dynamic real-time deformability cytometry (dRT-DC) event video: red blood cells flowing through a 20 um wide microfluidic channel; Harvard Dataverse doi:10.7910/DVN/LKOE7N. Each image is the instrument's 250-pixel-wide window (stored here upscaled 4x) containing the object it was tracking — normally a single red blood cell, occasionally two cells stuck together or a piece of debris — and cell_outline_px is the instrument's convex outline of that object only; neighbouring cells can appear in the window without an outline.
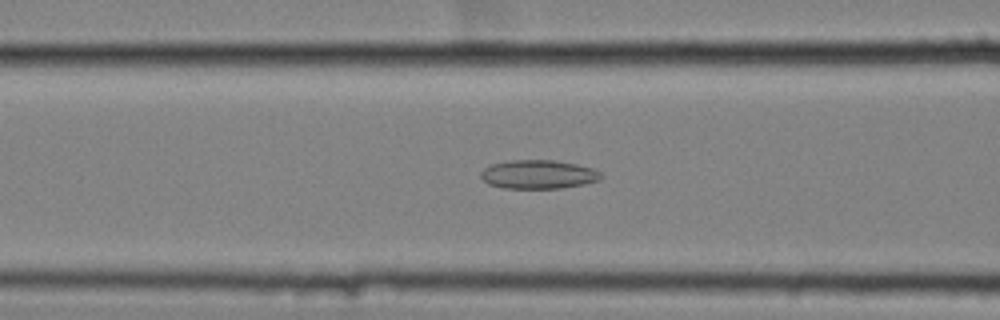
{"species": "common noctule bat (a hibernating species)", "species_latin": "Nyctalus noctula", "temperature_condition": "cold", "stored_images_in_passage": 58, "camera_frame_rate_fps": 3000, "um_per_image_px": 0.085, "animal": {"sex": "female", "body_mass_g": 25.1}, "frame": {"image": 1, "passage_image": 25, "time_ms": 8.0, "image_size_px": [1000, 320], "cell_outline_px": [[604, 176], [600, 180], [584, 184], [560, 188], [504, 188], [488, 184], [480, 176], [480, 172], [484, 168], [492, 164], [508, 160], [552, 160], [576, 164], [592, 168], [600, 172]], "centroid_in_image_um": [45.76, 14.82], "position_along_channel_um": 120.8, "area_um2": 20.17}}
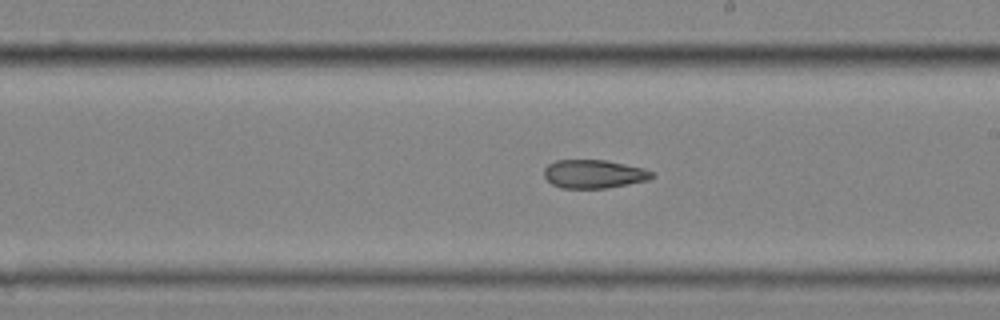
{"frame": {"image": 2, "passage_image": 35, "time_ms": 11.333, "image_size_px": [1000, 320], "cell_outline_px": [[656, 176], [648, 180], [608, 188], [560, 188], [552, 184], [544, 176], [544, 168], [548, 164], [556, 160], [604, 160], [644, 168], [652, 172]], "centroid_in_image_um": [50.47, 14.79], "position_along_channel_um": 238.5, "area_um2": 17.92}}
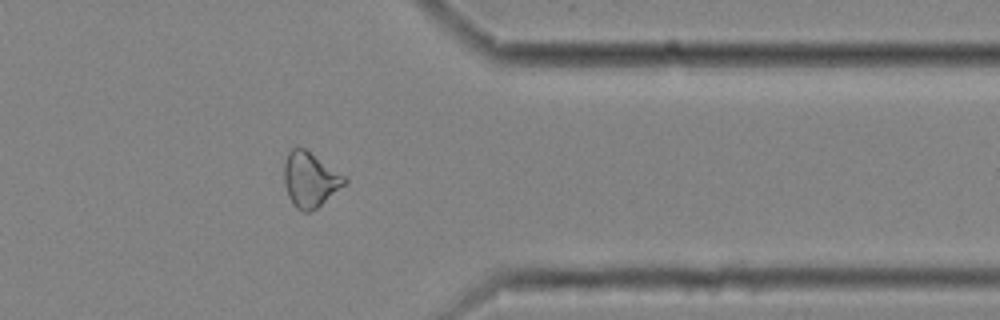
{"frame": {"image": 3, "passage_image": 48, "time_ms": 15.667, "image_size_px": [1000, 320], "cell_outline_px": [[348, 184], [316, 208], [308, 212], [300, 212], [292, 204], [288, 196], [284, 184], [284, 164], [288, 152], [292, 148], [304, 148], [344, 176], [348, 180]], "centroid_in_image_um": [26.35, 15.3], "position_along_channel_um": 385.0, "area_um2": 19.31}, "authors_computed_cell_mechanics": {"area_um2": 20.8947, "velocity_mm_per_s": 3.5354, "shape_relaxation_time_tau1_ms": null, "shape_relaxation_time_tau2_ms": 4.0936, "deformation_change_tau1": null, "deformation_change_tau2": 0.1104}}